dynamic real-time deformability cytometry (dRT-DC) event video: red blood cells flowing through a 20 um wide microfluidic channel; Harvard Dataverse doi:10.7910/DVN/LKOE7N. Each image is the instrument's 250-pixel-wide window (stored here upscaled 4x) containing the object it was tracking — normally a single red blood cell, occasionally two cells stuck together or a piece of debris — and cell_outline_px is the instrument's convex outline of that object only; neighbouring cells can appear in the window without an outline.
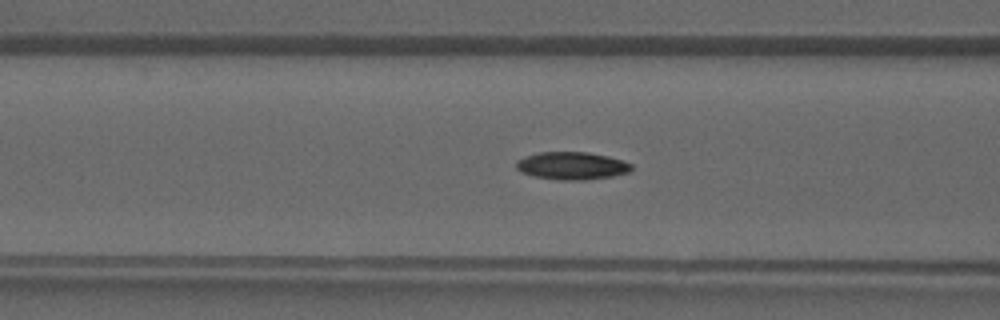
{"species": "common noctule bat (a hibernating species)", "species_latin": "Nyctalus noctula", "temperature_condition": "warm", "stored_images_in_passage": 34, "camera_frame_rate_fps": 3000, "um_per_image_px": 0.085, "animal": {"sex": "male", "forearm_length_mm": 52.5}, "frame": {"image": 1, "passage_image": 10, "time_ms": 3.0, "image_size_px": [1000, 320], "cell_outline_px": [[632, 168], [628, 172], [612, 176], [584, 180], [564, 180], [532, 176], [520, 172], [516, 168], [516, 160], [524, 156], [540, 152], [588, 152], [608, 156], [632, 164]], "centroid_in_image_um": [48.56, 14.08], "position_along_channel_um": 118.0, "area_um2": 18.55}}
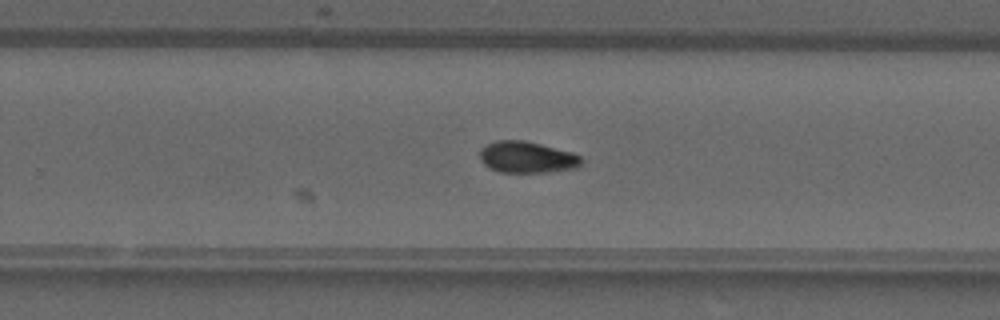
{"frame": {"image": 2, "passage_image": 20, "time_ms": 6.333, "image_size_px": [1000, 320], "cell_outline_px": [[580, 164], [576, 168], [544, 172], [500, 172], [484, 164], [480, 160], [480, 148], [496, 140], [524, 140], [572, 152], [580, 156]], "centroid_in_image_um": [44.76, 13.35], "position_along_channel_um": 285.0, "area_um2": 18.38}}
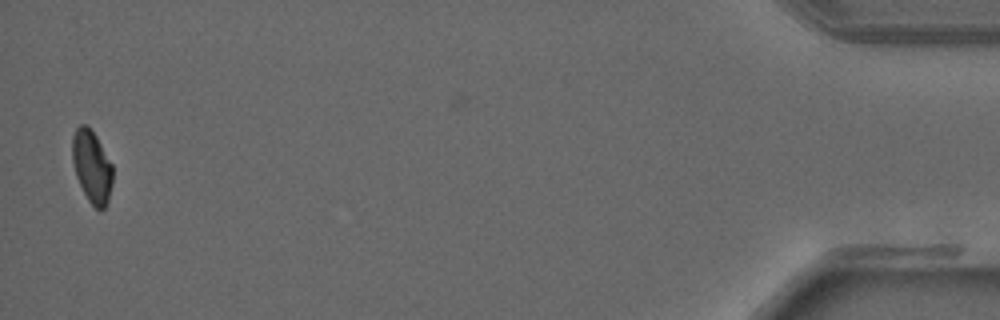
{"frame": {"image": 3, "passage_image": 34, "time_ms": 11.0, "image_size_px": [1000, 320], "cell_outline_px": [[112, 184], [108, 200], [104, 208], [100, 212], [88, 200], [76, 176], [72, 160], [72, 136], [76, 128], [80, 124], [84, 124], [96, 136], [112, 164]], "centroid_in_image_um": [7.8, 14.17], "position_along_channel_um": 427.4, "area_um2": 16.88}}